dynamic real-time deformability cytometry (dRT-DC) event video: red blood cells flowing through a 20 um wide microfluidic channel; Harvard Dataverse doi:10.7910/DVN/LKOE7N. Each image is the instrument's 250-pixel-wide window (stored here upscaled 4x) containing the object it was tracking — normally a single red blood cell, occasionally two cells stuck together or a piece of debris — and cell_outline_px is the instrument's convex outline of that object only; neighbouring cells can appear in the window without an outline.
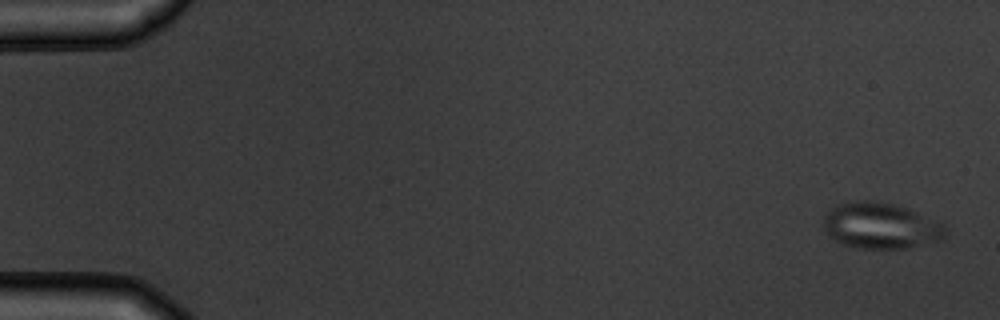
{"species": "common noctule bat (a hibernating species)", "species_latin": "Nyctalus noctula", "temperature_condition": "warm", "stored_images_in_passage": 5, "camera_frame_rate_fps": 3000, "um_per_image_px": 0.085, "animal": {"sex": "male", "body_mass_g": 19.5, "forearm_length_mm": 54.6}, "frame": {"image": 1, "passage_image": 1, "time_ms": 0.0, "image_size_px": [1000, 320], "cell_outline_px": [[944, 240], [912, 248], [860, 248], [844, 244], [828, 236], [824, 228], [824, 216], [832, 208], [840, 204], [860, 200], [872, 200], [892, 204], [908, 208], [944, 224]], "centroid_in_image_um": [74.89, 19.2], "position_along_channel_um": 10.1, "area_um2": 32.6}}